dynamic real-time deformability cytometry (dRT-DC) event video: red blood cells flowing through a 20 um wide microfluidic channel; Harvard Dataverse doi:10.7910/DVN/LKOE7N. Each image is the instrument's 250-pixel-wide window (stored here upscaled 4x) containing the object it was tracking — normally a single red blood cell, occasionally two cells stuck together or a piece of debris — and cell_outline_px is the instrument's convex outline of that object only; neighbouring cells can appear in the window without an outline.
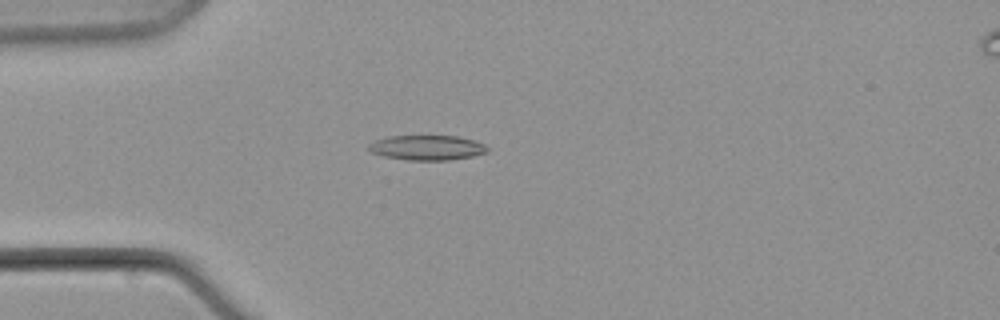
{"species": "common noctule bat (a hibernating species)", "species_latin": "Nyctalus noctula", "temperature_condition": "warm", "stored_images_in_passage": 3, "camera_frame_rate_fps": 3000, "um_per_image_px": 0.085, "animal": {"sex": "male", "body_mass_g": 21.5, "forearm_length_mm": 52.0}, "frame": {"image": 1, "passage_image": 3, "time_ms": 2.333, "image_size_px": [1000, 320], "cell_outline_px": [[488, 152], [472, 156], [448, 160], [408, 160], [384, 156], [372, 152], [368, 148], [368, 144], [376, 140], [388, 136], [456, 136], [476, 140], [484, 144], [488, 148]], "centroid_in_image_um": [36.32, 12.54], "position_along_channel_um": 48.7, "area_um2": 17.17}}